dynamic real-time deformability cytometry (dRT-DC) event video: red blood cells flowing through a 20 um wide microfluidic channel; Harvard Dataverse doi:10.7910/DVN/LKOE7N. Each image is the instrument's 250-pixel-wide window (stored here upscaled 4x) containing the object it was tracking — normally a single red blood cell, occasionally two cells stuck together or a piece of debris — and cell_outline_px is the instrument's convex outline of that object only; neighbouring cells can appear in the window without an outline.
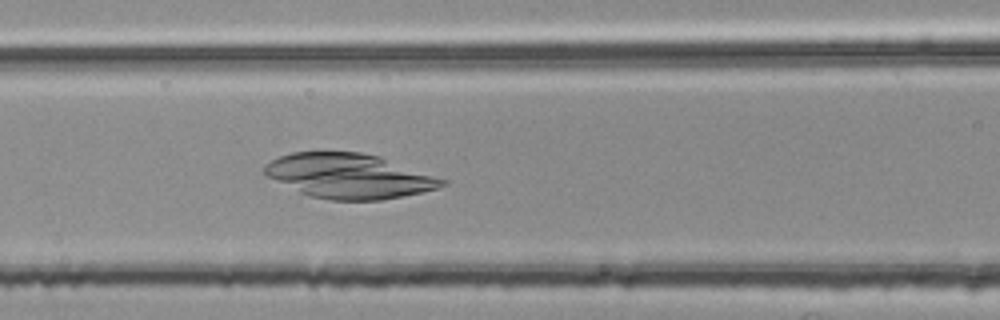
{"species": "common noctule bat (a hibernating species)", "species_latin": "Nyctalus noctula", "temperature_condition": "room temperature", "stored_images_in_passage": 37, "camera_frame_rate_fps": 3000, "um_per_image_px": 0.085, "animal": {"sex": "female", "body_mass_g": 25.1}, "frame": {"image": 1, "passage_image": 9, "time_ms": 2.667, "image_size_px": [1000, 320], "cell_outline_px": [[448, 184], [436, 188], [420, 192], [380, 200], [332, 200], [308, 196], [268, 176], [264, 172], [264, 164], [280, 156], [292, 152], [360, 152], [380, 156], [448, 180]], "centroid_in_image_um": [29.69, 14.95], "position_along_channel_um": 136.9, "area_um2": 45.89}}
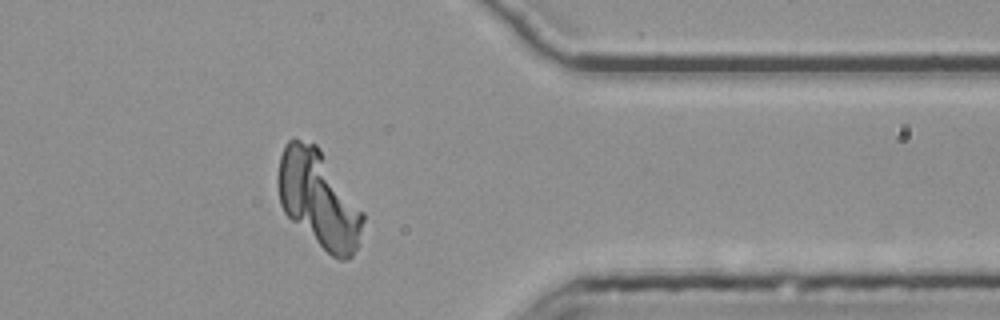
{"frame": {"image": 2, "passage_image": 30, "time_ms": 9.667, "image_size_px": [1000, 320], "cell_outline_px": [[364, 220], [356, 248], [352, 256], [348, 260], [340, 260], [332, 256], [292, 220], [284, 212], [280, 204], [280, 156], [284, 144], [292, 136], [316, 144], [320, 148], [364, 212]], "centroid_in_image_um": [27.11, 16.9], "position_along_channel_um": 384.3, "area_um2": 47.34}}
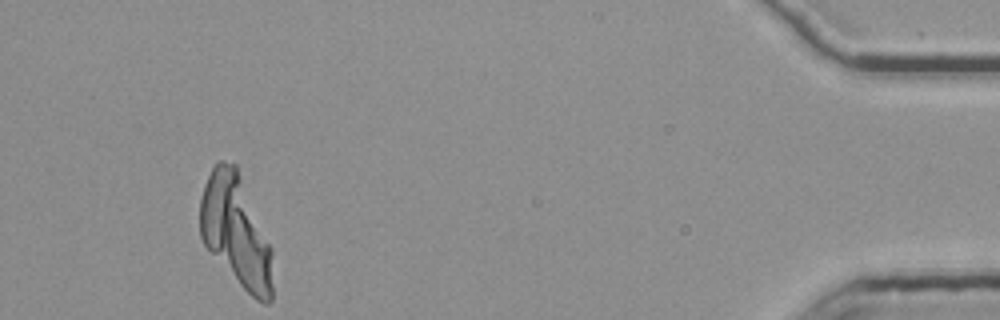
{"frame": {"image": 3, "passage_image": 37, "time_ms": 12.0, "image_size_px": [1000, 320], "cell_outline_px": [[272, 300], [268, 304], [264, 304], [256, 300], [240, 284], [204, 244], [200, 236], [200, 200], [204, 184], [212, 168], [220, 160], [224, 160], [236, 164], [272, 248]], "centroid_in_image_um": [20.07, 19.63], "position_along_channel_um": 415.1, "area_um2": 46.88}}